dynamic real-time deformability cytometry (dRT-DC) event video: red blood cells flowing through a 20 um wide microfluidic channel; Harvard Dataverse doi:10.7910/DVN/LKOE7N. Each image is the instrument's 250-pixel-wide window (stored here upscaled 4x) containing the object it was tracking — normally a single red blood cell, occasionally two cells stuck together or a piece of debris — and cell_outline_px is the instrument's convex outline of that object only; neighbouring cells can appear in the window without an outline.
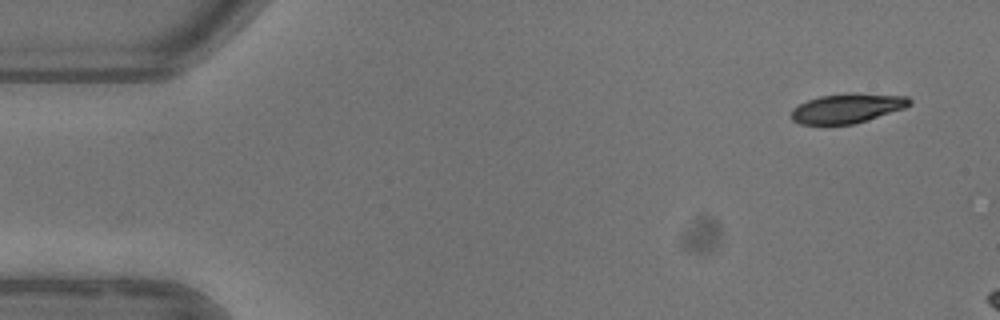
{"species": "common noctule bat (a hibernating species)", "species_latin": "Nyctalus noctula", "temperature_condition": "warm", "stored_images_in_passage": 3, "camera_frame_rate_fps": 3000, "um_per_image_px": 0.085, "animal": {"sex": "female"}, "frame": {"image": 1, "passage_image": 1, "time_ms": 0.0, "image_size_px": [1000, 320], "cell_outline_px": [[912, 104], [904, 108], [868, 120], [852, 124], [800, 124], [792, 120], [792, 108], [808, 100], [820, 96], [848, 92], [852, 92], [908, 96], [912, 100]], "centroid_in_image_um": [72.05, 9.18], "position_along_channel_um": 13.0, "area_um2": 20.46}}